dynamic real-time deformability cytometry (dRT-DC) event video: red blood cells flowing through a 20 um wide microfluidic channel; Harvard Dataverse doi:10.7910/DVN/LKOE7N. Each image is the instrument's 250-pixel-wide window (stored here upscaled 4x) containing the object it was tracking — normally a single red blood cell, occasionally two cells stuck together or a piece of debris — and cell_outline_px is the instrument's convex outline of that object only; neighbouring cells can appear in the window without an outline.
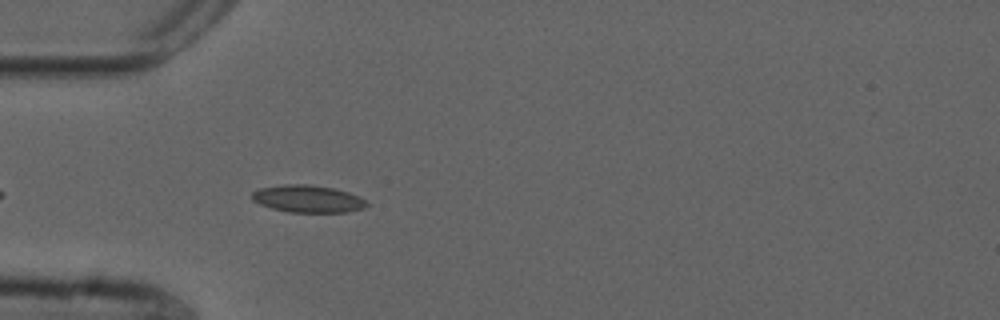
{"species": "common noctule bat (a hibernating species)", "species_latin": "Nyctalus noctula", "temperature_condition": "cold", "stored_images_in_passage": 8, "camera_frame_rate_fps": 3000, "um_per_image_px": 0.085, "animal": {"sex": "male", "forearm_length_mm": 52.5}, "frame": {"image": 1, "passage_image": 5, "time_ms": 1.333, "image_size_px": [1000, 320], "cell_outline_px": [[368, 204], [364, 208], [348, 212], [288, 212], [272, 208], [260, 204], [252, 200], [252, 192], [260, 188], [284, 184], [308, 184], [332, 188], [348, 192], [360, 196], [368, 200]], "centroid_in_image_um": [26.19, 16.9], "position_along_channel_um": 58.8, "area_um2": 18.32}}